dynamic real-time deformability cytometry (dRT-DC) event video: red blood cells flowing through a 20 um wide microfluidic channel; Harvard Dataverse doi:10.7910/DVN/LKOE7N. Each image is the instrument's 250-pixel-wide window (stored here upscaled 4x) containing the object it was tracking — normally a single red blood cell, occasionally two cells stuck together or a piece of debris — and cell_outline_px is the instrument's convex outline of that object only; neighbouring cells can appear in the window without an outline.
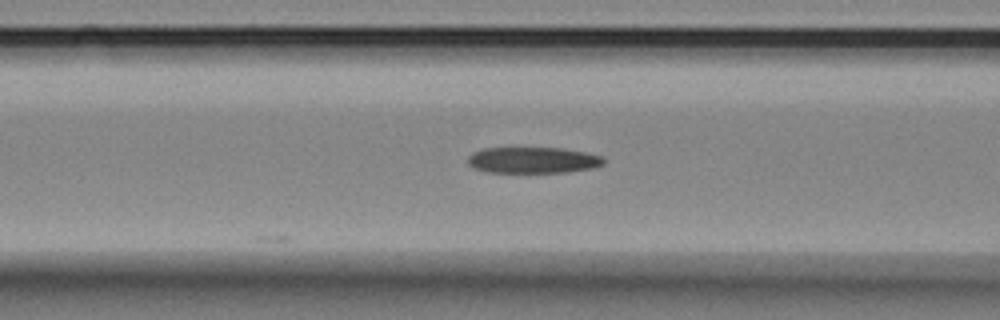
{"species": "Egyptian fruit bat (a non-hibernating species)", "species_latin": "Rousettus aegyptiacus", "temperature_condition": "room temperature", "stored_images_in_passage": 6, "camera_frame_rate_fps": 3000, "um_per_image_px": 0.085, "animal": {"sex": "female"}, "frame": {"image": 1, "passage_image": 5, "time_ms": 1.333, "image_size_px": [1000, 320], "cell_outline_px": [[604, 164], [592, 168], [568, 172], [484, 172], [472, 168], [468, 164], [468, 156], [472, 152], [484, 148], [564, 148], [604, 156]], "centroid_in_image_um": [45.28, 13.61], "position_along_channel_um": 121.3, "area_um2": 20.87}}